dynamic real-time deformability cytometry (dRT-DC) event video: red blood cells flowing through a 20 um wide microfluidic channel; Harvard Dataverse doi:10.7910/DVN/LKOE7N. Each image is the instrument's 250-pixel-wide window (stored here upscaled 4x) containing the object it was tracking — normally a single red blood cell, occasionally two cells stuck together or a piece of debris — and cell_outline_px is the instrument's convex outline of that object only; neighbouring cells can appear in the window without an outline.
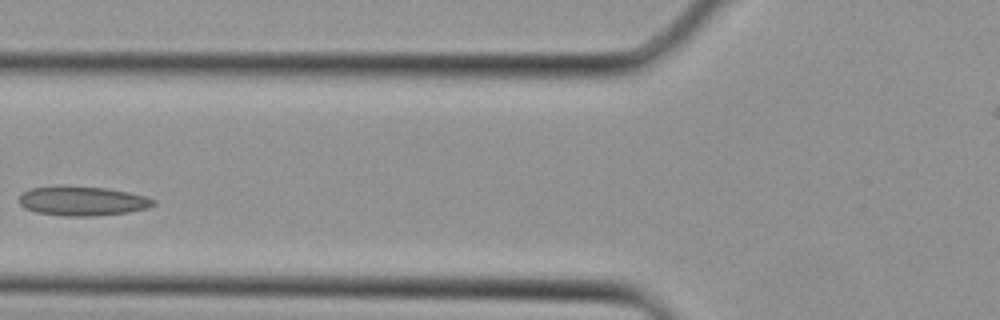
{"species": "Egyptian fruit bat (a non-hibernating species)", "species_latin": "Rousettus aegyptiacus", "temperature_condition": "cold", "stored_images_in_passage": 3, "camera_frame_rate_fps": 3000, "um_per_image_px": 0.085, "animal": {"sex": "female"}, "frame": {"image": 1, "passage_image": 3, "time_ms": 0.667, "image_size_px": [1000, 320], "cell_outline_px": [[156, 204], [148, 208], [128, 212], [88, 216], [64, 216], [36, 212], [24, 208], [20, 204], [20, 192], [28, 188], [56, 184], [108, 188], [128, 192], [144, 196], [156, 200]], "centroid_in_image_um": [6.94, 17.05], "position_along_channel_um": 118.9, "area_um2": 23.47}}